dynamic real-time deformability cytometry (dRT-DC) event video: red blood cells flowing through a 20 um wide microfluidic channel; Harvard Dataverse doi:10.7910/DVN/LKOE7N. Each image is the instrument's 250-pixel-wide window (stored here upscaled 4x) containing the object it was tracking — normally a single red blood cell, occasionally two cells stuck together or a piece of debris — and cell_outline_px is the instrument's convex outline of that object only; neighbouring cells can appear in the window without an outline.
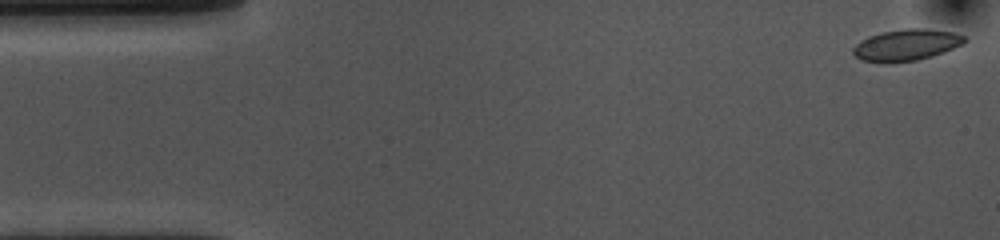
{"species": "common noctule bat (a hibernating species)", "species_latin": "Nyctalus noctula", "temperature_condition": "cold", "stored_images_in_passage": 54, "camera_frame_rate_fps": 3000, "um_per_image_px": 0.085, "animal": {"sex": "female", "body_mass_g": 10.0, "forearm_length_mm": 53.1}, "frame": {"image": 1, "passage_image": 1, "time_ms": 0.0, "image_size_px": [1000, 240], "cell_outline_px": [[964, 44], [944, 52], [932, 56], [916, 60], [860, 60], [852, 52], [852, 48], [860, 40], [868, 36], [880, 32], [904, 28], [924, 28], [952, 32], [964, 36]], "centroid_in_image_um": [77.05, 3.77], "position_along_channel_um": 8.0, "area_um2": 19.88}}
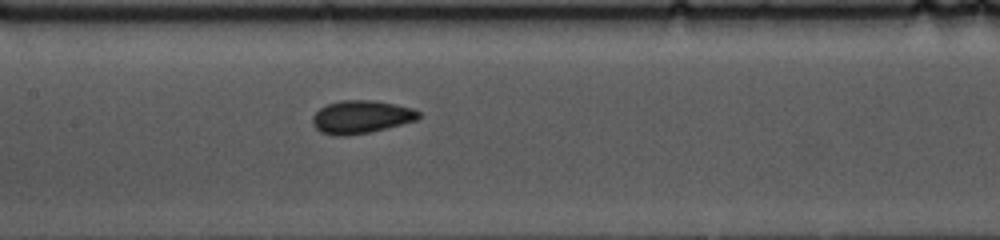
{"frame": {"image": 2, "passage_image": 24, "time_ms": 7.667, "image_size_px": [1000, 240], "cell_outline_px": [[420, 116], [416, 120], [368, 132], [344, 136], [336, 136], [320, 132], [312, 124], [312, 116], [320, 108], [328, 104], [344, 100], [372, 100], [412, 108], [420, 112]], "centroid_in_image_um": [30.65, 9.94], "position_along_channel_um": 176.8, "area_um2": 20.06}}
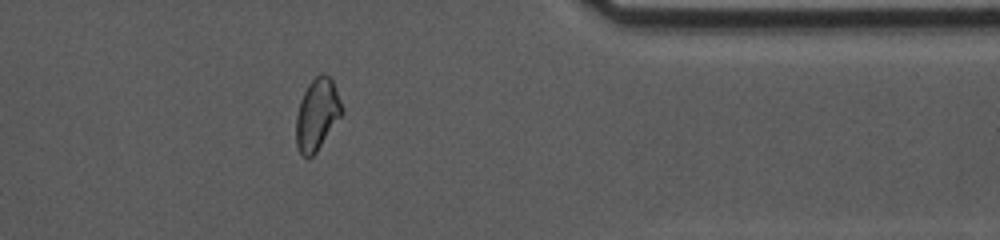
{"frame": {"image": 3, "passage_image": 43, "time_ms": 14.0, "image_size_px": [1000, 240], "cell_outline_px": [[344, 112], [316, 152], [308, 160], [300, 152], [296, 144], [296, 116], [300, 100], [308, 84], [320, 72], [324, 72], [332, 80], [344, 108]], "centroid_in_image_um": [26.96, 9.71], "position_along_channel_um": 384.4, "area_um2": 19.19}, "authors_computed_cell_mechanics": {"area_um2": 19.9988, "velocity_mm_per_s": 3.6123, "shape_relaxation_time_tau1_ms": 6.2236, "shape_relaxation_time_tau2_ms": 1.0888, "deformation_change_tau1": 0.107, "deformation_change_tau2": 0.0607}}